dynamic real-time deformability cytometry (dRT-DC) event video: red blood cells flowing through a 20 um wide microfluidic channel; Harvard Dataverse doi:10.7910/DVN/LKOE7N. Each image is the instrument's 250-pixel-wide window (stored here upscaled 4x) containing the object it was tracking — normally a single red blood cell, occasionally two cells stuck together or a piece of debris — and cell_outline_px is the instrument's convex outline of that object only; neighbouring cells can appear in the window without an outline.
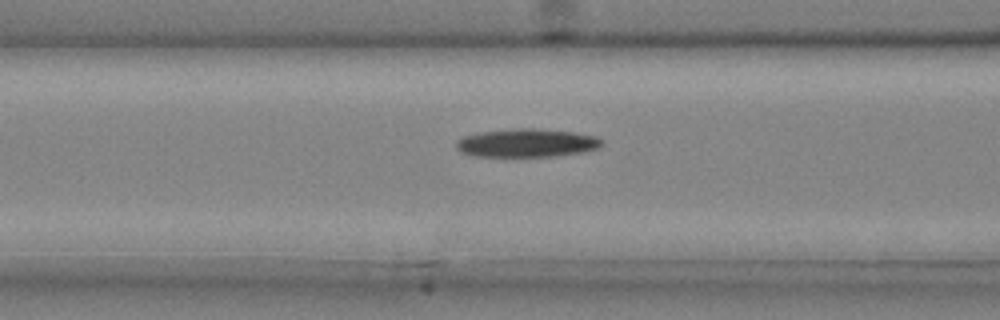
{"species": "common noctule bat (a hibernating species)", "species_latin": "Nyctalus noctula", "temperature_condition": "cold", "stored_images_in_passage": 38, "camera_frame_rate_fps": 3000, "um_per_image_px": 0.085, "animal": {"sex": "male", "body_mass_g": 20.4}, "frame": {"image": 1, "passage_image": 16, "time_ms": 5.0, "image_size_px": [1000, 320], "cell_outline_px": [[604, 144], [600, 148], [584, 152], [556, 156], [472, 156], [460, 152], [456, 148], [456, 140], [464, 136], [484, 132], [520, 128], [524, 128], [572, 132], [596, 136]], "centroid_in_image_um": [44.78, 12.17], "position_along_channel_um": 121.8, "area_um2": 23.81}}
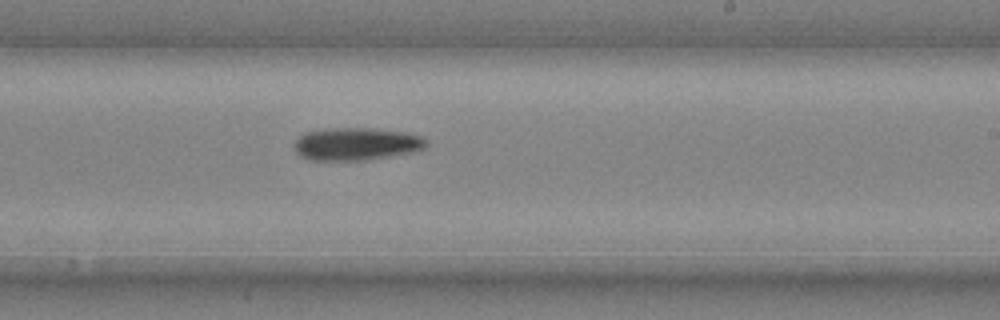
{"frame": {"image": 2, "passage_image": 25, "time_ms": 8.0, "image_size_px": [1000, 320], "cell_outline_px": [[428, 144], [424, 148], [412, 152], [364, 160], [308, 160], [300, 156], [296, 152], [296, 140], [304, 132], [328, 128], [372, 128], [408, 132], [420, 136], [428, 140]], "centroid_in_image_um": [30.3, 12.23], "position_along_channel_um": 258.7, "area_um2": 25.14}}
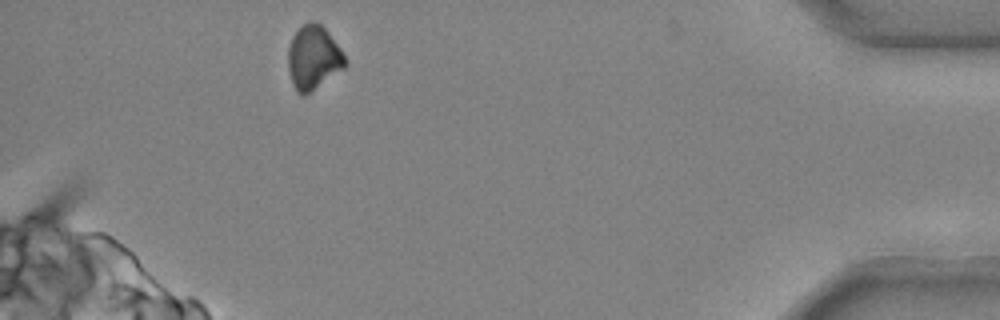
{"frame": {"image": 3, "passage_image": 38, "time_ms": 12.333, "image_size_px": [1000, 320], "cell_outline_px": [[348, 64], [344, 68], [304, 96], [300, 96], [296, 92], [292, 84], [288, 68], [288, 48], [292, 36], [304, 24], [312, 20], [316, 20], [328, 32], [340, 48]], "centroid_in_image_um": [26.62, 4.91], "position_along_channel_um": 408.6, "area_um2": 21.21}}